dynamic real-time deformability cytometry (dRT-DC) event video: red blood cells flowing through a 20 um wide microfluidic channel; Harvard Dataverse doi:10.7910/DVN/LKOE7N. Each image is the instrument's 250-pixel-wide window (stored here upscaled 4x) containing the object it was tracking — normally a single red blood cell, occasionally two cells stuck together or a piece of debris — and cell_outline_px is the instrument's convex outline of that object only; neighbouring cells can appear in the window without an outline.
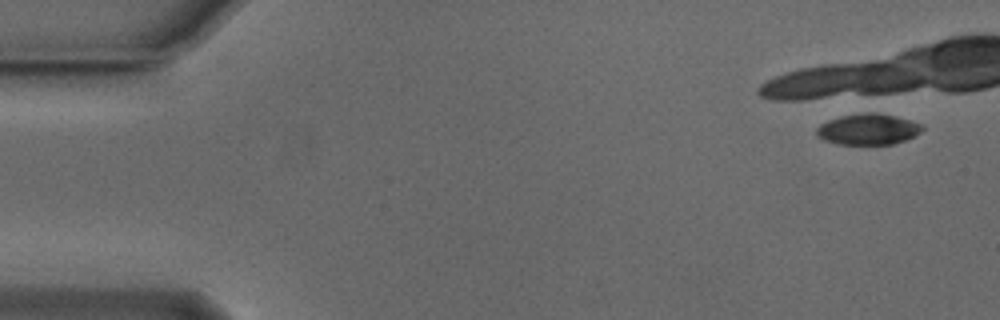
{"species": "Egyptian fruit bat (a non-hibernating species)", "species_latin": "Rousettus aegyptiacus", "temperature_condition": "cold", "stored_images_in_passage": 1, "camera_frame_rate_fps": 3000, "um_per_image_px": 0.085, "animal": {"sex": "male"}, "frame": {"image": 1, "passage_image": 1, "time_ms": 0.0, "image_size_px": [1000, 320], "cell_outline_px": [[924, 128], [920, 132], [904, 140], [892, 144], [840, 144], [824, 140], [816, 136], [816, 128], [820, 124], [828, 120], [840, 116], [868, 112], [872, 112], [892, 116], [908, 120], [920, 124]], "centroid_in_image_um": [73.72, 10.99], "position_along_channel_um": 11.3, "area_um2": 18.73}}